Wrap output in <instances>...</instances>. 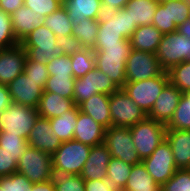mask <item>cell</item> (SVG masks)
<instances>
[{"instance_id":"cell-49","label":"cell","mask_w":190,"mask_h":191,"mask_svg":"<svg viewBox=\"0 0 190 191\" xmlns=\"http://www.w3.org/2000/svg\"><path fill=\"white\" fill-rule=\"evenodd\" d=\"M17 161L13 155L8 154L0 148V177L9 176L17 172Z\"/></svg>"},{"instance_id":"cell-53","label":"cell","mask_w":190,"mask_h":191,"mask_svg":"<svg viewBox=\"0 0 190 191\" xmlns=\"http://www.w3.org/2000/svg\"><path fill=\"white\" fill-rule=\"evenodd\" d=\"M30 191H56V188L49 182L33 184Z\"/></svg>"},{"instance_id":"cell-9","label":"cell","mask_w":190,"mask_h":191,"mask_svg":"<svg viewBox=\"0 0 190 191\" xmlns=\"http://www.w3.org/2000/svg\"><path fill=\"white\" fill-rule=\"evenodd\" d=\"M104 144L112 158L120 159L132 166L142 163L133 143L129 127L111 126L106 129Z\"/></svg>"},{"instance_id":"cell-26","label":"cell","mask_w":190,"mask_h":191,"mask_svg":"<svg viewBox=\"0 0 190 191\" xmlns=\"http://www.w3.org/2000/svg\"><path fill=\"white\" fill-rule=\"evenodd\" d=\"M162 35L156 27L149 24L137 27L129 40L132 49L155 54Z\"/></svg>"},{"instance_id":"cell-52","label":"cell","mask_w":190,"mask_h":191,"mask_svg":"<svg viewBox=\"0 0 190 191\" xmlns=\"http://www.w3.org/2000/svg\"><path fill=\"white\" fill-rule=\"evenodd\" d=\"M12 103L7 85L0 84V113Z\"/></svg>"},{"instance_id":"cell-6","label":"cell","mask_w":190,"mask_h":191,"mask_svg":"<svg viewBox=\"0 0 190 191\" xmlns=\"http://www.w3.org/2000/svg\"><path fill=\"white\" fill-rule=\"evenodd\" d=\"M169 82L167 71L154 78L136 82H126L122 89L130 98L148 115L153 108L156 99L159 97L162 89Z\"/></svg>"},{"instance_id":"cell-22","label":"cell","mask_w":190,"mask_h":191,"mask_svg":"<svg viewBox=\"0 0 190 191\" xmlns=\"http://www.w3.org/2000/svg\"><path fill=\"white\" fill-rule=\"evenodd\" d=\"M63 7L69 14L73 25L80 23L86 18L99 20L102 17L101 0H64Z\"/></svg>"},{"instance_id":"cell-8","label":"cell","mask_w":190,"mask_h":191,"mask_svg":"<svg viewBox=\"0 0 190 191\" xmlns=\"http://www.w3.org/2000/svg\"><path fill=\"white\" fill-rule=\"evenodd\" d=\"M52 155L27 146L17 163V172L25 175L33 184L48 182L52 168Z\"/></svg>"},{"instance_id":"cell-23","label":"cell","mask_w":190,"mask_h":191,"mask_svg":"<svg viewBox=\"0 0 190 191\" xmlns=\"http://www.w3.org/2000/svg\"><path fill=\"white\" fill-rule=\"evenodd\" d=\"M110 95L98 93L79 105V110L92 117L106 129L111 127Z\"/></svg>"},{"instance_id":"cell-46","label":"cell","mask_w":190,"mask_h":191,"mask_svg":"<svg viewBox=\"0 0 190 191\" xmlns=\"http://www.w3.org/2000/svg\"><path fill=\"white\" fill-rule=\"evenodd\" d=\"M56 45L60 54L68 56L84 48L74 35L57 37Z\"/></svg>"},{"instance_id":"cell-4","label":"cell","mask_w":190,"mask_h":191,"mask_svg":"<svg viewBox=\"0 0 190 191\" xmlns=\"http://www.w3.org/2000/svg\"><path fill=\"white\" fill-rule=\"evenodd\" d=\"M56 40L57 36L42 24L24 37L19 44L26 50L29 60L46 64L60 54Z\"/></svg>"},{"instance_id":"cell-41","label":"cell","mask_w":190,"mask_h":191,"mask_svg":"<svg viewBox=\"0 0 190 191\" xmlns=\"http://www.w3.org/2000/svg\"><path fill=\"white\" fill-rule=\"evenodd\" d=\"M49 76H74L70 56L59 54L46 63Z\"/></svg>"},{"instance_id":"cell-16","label":"cell","mask_w":190,"mask_h":191,"mask_svg":"<svg viewBox=\"0 0 190 191\" xmlns=\"http://www.w3.org/2000/svg\"><path fill=\"white\" fill-rule=\"evenodd\" d=\"M26 50L20 45L0 49V84L8 85L24 72Z\"/></svg>"},{"instance_id":"cell-55","label":"cell","mask_w":190,"mask_h":191,"mask_svg":"<svg viewBox=\"0 0 190 191\" xmlns=\"http://www.w3.org/2000/svg\"><path fill=\"white\" fill-rule=\"evenodd\" d=\"M158 3H162L164 1H169V0H156Z\"/></svg>"},{"instance_id":"cell-15","label":"cell","mask_w":190,"mask_h":191,"mask_svg":"<svg viewBox=\"0 0 190 191\" xmlns=\"http://www.w3.org/2000/svg\"><path fill=\"white\" fill-rule=\"evenodd\" d=\"M8 92L11 101L23 106L37 108L39 100L43 94V89L39 86V82L28 78L24 73H21L8 85Z\"/></svg>"},{"instance_id":"cell-33","label":"cell","mask_w":190,"mask_h":191,"mask_svg":"<svg viewBox=\"0 0 190 191\" xmlns=\"http://www.w3.org/2000/svg\"><path fill=\"white\" fill-rule=\"evenodd\" d=\"M99 22L86 18L78 24L73 25L74 35L84 48L93 49L98 35Z\"/></svg>"},{"instance_id":"cell-27","label":"cell","mask_w":190,"mask_h":191,"mask_svg":"<svg viewBox=\"0 0 190 191\" xmlns=\"http://www.w3.org/2000/svg\"><path fill=\"white\" fill-rule=\"evenodd\" d=\"M158 2L156 0H130L124 7L136 27L152 24Z\"/></svg>"},{"instance_id":"cell-11","label":"cell","mask_w":190,"mask_h":191,"mask_svg":"<svg viewBox=\"0 0 190 191\" xmlns=\"http://www.w3.org/2000/svg\"><path fill=\"white\" fill-rule=\"evenodd\" d=\"M118 89L114 82L95 66L85 76L76 78L74 103L76 106H79L95 94L111 95Z\"/></svg>"},{"instance_id":"cell-36","label":"cell","mask_w":190,"mask_h":191,"mask_svg":"<svg viewBox=\"0 0 190 191\" xmlns=\"http://www.w3.org/2000/svg\"><path fill=\"white\" fill-rule=\"evenodd\" d=\"M74 76H49L43 92L56 93L74 100Z\"/></svg>"},{"instance_id":"cell-37","label":"cell","mask_w":190,"mask_h":191,"mask_svg":"<svg viewBox=\"0 0 190 191\" xmlns=\"http://www.w3.org/2000/svg\"><path fill=\"white\" fill-rule=\"evenodd\" d=\"M169 82L182 93L190 91V61H184L171 67L168 71Z\"/></svg>"},{"instance_id":"cell-45","label":"cell","mask_w":190,"mask_h":191,"mask_svg":"<svg viewBox=\"0 0 190 191\" xmlns=\"http://www.w3.org/2000/svg\"><path fill=\"white\" fill-rule=\"evenodd\" d=\"M24 5L41 17L52 14L63 6L62 0H24Z\"/></svg>"},{"instance_id":"cell-24","label":"cell","mask_w":190,"mask_h":191,"mask_svg":"<svg viewBox=\"0 0 190 191\" xmlns=\"http://www.w3.org/2000/svg\"><path fill=\"white\" fill-rule=\"evenodd\" d=\"M11 16L12 28L16 40L20 43L24 37L43 24V17L32 12L29 7L21 6Z\"/></svg>"},{"instance_id":"cell-28","label":"cell","mask_w":190,"mask_h":191,"mask_svg":"<svg viewBox=\"0 0 190 191\" xmlns=\"http://www.w3.org/2000/svg\"><path fill=\"white\" fill-rule=\"evenodd\" d=\"M123 191H161V186L154 181L143 163H140L132 166Z\"/></svg>"},{"instance_id":"cell-44","label":"cell","mask_w":190,"mask_h":191,"mask_svg":"<svg viewBox=\"0 0 190 191\" xmlns=\"http://www.w3.org/2000/svg\"><path fill=\"white\" fill-rule=\"evenodd\" d=\"M33 183L18 172L9 176L0 177V186L5 187V191H30Z\"/></svg>"},{"instance_id":"cell-47","label":"cell","mask_w":190,"mask_h":191,"mask_svg":"<svg viewBox=\"0 0 190 191\" xmlns=\"http://www.w3.org/2000/svg\"><path fill=\"white\" fill-rule=\"evenodd\" d=\"M85 191H123V188L120 184L109 181V178L106 176L102 180H84Z\"/></svg>"},{"instance_id":"cell-40","label":"cell","mask_w":190,"mask_h":191,"mask_svg":"<svg viewBox=\"0 0 190 191\" xmlns=\"http://www.w3.org/2000/svg\"><path fill=\"white\" fill-rule=\"evenodd\" d=\"M19 42L16 40L11 16L0 10V49L16 46Z\"/></svg>"},{"instance_id":"cell-30","label":"cell","mask_w":190,"mask_h":191,"mask_svg":"<svg viewBox=\"0 0 190 191\" xmlns=\"http://www.w3.org/2000/svg\"><path fill=\"white\" fill-rule=\"evenodd\" d=\"M48 182L56 191H85L84 179L80 175H73L52 165Z\"/></svg>"},{"instance_id":"cell-57","label":"cell","mask_w":190,"mask_h":191,"mask_svg":"<svg viewBox=\"0 0 190 191\" xmlns=\"http://www.w3.org/2000/svg\"><path fill=\"white\" fill-rule=\"evenodd\" d=\"M0 191H5V187L0 186Z\"/></svg>"},{"instance_id":"cell-10","label":"cell","mask_w":190,"mask_h":191,"mask_svg":"<svg viewBox=\"0 0 190 191\" xmlns=\"http://www.w3.org/2000/svg\"><path fill=\"white\" fill-rule=\"evenodd\" d=\"M155 54L161 66L168 71L175 65L190 61V39L176 31L164 34Z\"/></svg>"},{"instance_id":"cell-5","label":"cell","mask_w":190,"mask_h":191,"mask_svg":"<svg viewBox=\"0 0 190 191\" xmlns=\"http://www.w3.org/2000/svg\"><path fill=\"white\" fill-rule=\"evenodd\" d=\"M129 129L141 160L149 157L165 140L166 125L148 117Z\"/></svg>"},{"instance_id":"cell-43","label":"cell","mask_w":190,"mask_h":191,"mask_svg":"<svg viewBox=\"0 0 190 191\" xmlns=\"http://www.w3.org/2000/svg\"><path fill=\"white\" fill-rule=\"evenodd\" d=\"M28 78L39 82V86L44 90L49 77L46 64H41L38 61L29 60L26 58L23 72Z\"/></svg>"},{"instance_id":"cell-13","label":"cell","mask_w":190,"mask_h":191,"mask_svg":"<svg viewBox=\"0 0 190 191\" xmlns=\"http://www.w3.org/2000/svg\"><path fill=\"white\" fill-rule=\"evenodd\" d=\"M166 70L156 54L132 49L126 60V82H136L161 76Z\"/></svg>"},{"instance_id":"cell-31","label":"cell","mask_w":190,"mask_h":191,"mask_svg":"<svg viewBox=\"0 0 190 191\" xmlns=\"http://www.w3.org/2000/svg\"><path fill=\"white\" fill-rule=\"evenodd\" d=\"M43 24L57 37L72 35L73 23L63 6L44 17Z\"/></svg>"},{"instance_id":"cell-18","label":"cell","mask_w":190,"mask_h":191,"mask_svg":"<svg viewBox=\"0 0 190 191\" xmlns=\"http://www.w3.org/2000/svg\"><path fill=\"white\" fill-rule=\"evenodd\" d=\"M27 142L28 146H32L51 155L62 144L61 140L52 130L49 119L40 116L31 129Z\"/></svg>"},{"instance_id":"cell-54","label":"cell","mask_w":190,"mask_h":191,"mask_svg":"<svg viewBox=\"0 0 190 191\" xmlns=\"http://www.w3.org/2000/svg\"><path fill=\"white\" fill-rule=\"evenodd\" d=\"M176 32L190 39V19L186 20L185 22L177 26Z\"/></svg>"},{"instance_id":"cell-1","label":"cell","mask_w":190,"mask_h":191,"mask_svg":"<svg viewBox=\"0 0 190 191\" xmlns=\"http://www.w3.org/2000/svg\"><path fill=\"white\" fill-rule=\"evenodd\" d=\"M95 66L107 75L118 88L126 83V60L131 44L95 45Z\"/></svg>"},{"instance_id":"cell-21","label":"cell","mask_w":190,"mask_h":191,"mask_svg":"<svg viewBox=\"0 0 190 191\" xmlns=\"http://www.w3.org/2000/svg\"><path fill=\"white\" fill-rule=\"evenodd\" d=\"M177 169H190V131L166 130Z\"/></svg>"},{"instance_id":"cell-14","label":"cell","mask_w":190,"mask_h":191,"mask_svg":"<svg viewBox=\"0 0 190 191\" xmlns=\"http://www.w3.org/2000/svg\"><path fill=\"white\" fill-rule=\"evenodd\" d=\"M142 163L154 181L161 187L177 170L171 146L166 139L149 157L143 159Z\"/></svg>"},{"instance_id":"cell-2","label":"cell","mask_w":190,"mask_h":191,"mask_svg":"<svg viewBox=\"0 0 190 191\" xmlns=\"http://www.w3.org/2000/svg\"><path fill=\"white\" fill-rule=\"evenodd\" d=\"M95 45L131 44L130 38L137 28L125 8L102 16L99 20Z\"/></svg>"},{"instance_id":"cell-34","label":"cell","mask_w":190,"mask_h":191,"mask_svg":"<svg viewBox=\"0 0 190 191\" xmlns=\"http://www.w3.org/2000/svg\"><path fill=\"white\" fill-rule=\"evenodd\" d=\"M164 8H168L169 33L175 32L177 26L190 17V6L183 0H169L162 2Z\"/></svg>"},{"instance_id":"cell-12","label":"cell","mask_w":190,"mask_h":191,"mask_svg":"<svg viewBox=\"0 0 190 191\" xmlns=\"http://www.w3.org/2000/svg\"><path fill=\"white\" fill-rule=\"evenodd\" d=\"M90 149L91 146L76 140L62 142L52 155V164L54 167L63 169L73 175H80L89 157Z\"/></svg>"},{"instance_id":"cell-42","label":"cell","mask_w":190,"mask_h":191,"mask_svg":"<svg viewBox=\"0 0 190 191\" xmlns=\"http://www.w3.org/2000/svg\"><path fill=\"white\" fill-rule=\"evenodd\" d=\"M161 191H190V169H177Z\"/></svg>"},{"instance_id":"cell-3","label":"cell","mask_w":190,"mask_h":191,"mask_svg":"<svg viewBox=\"0 0 190 191\" xmlns=\"http://www.w3.org/2000/svg\"><path fill=\"white\" fill-rule=\"evenodd\" d=\"M38 117L35 108L12 102L0 113V133L27 139Z\"/></svg>"},{"instance_id":"cell-35","label":"cell","mask_w":190,"mask_h":191,"mask_svg":"<svg viewBox=\"0 0 190 191\" xmlns=\"http://www.w3.org/2000/svg\"><path fill=\"white\" fill-rule=\"evenodd\" d=\"M74 78L85 76L95 67V55L91 48H82L70 56Z\"/></svg>"},{"instance_id":"cell-25","label":"cell","mask_w":190,"mask_h":191,"mask_svg":"<svg viewBox=\"0 0 190 191\" xmlns=\"http://www.w3.org/2000/svg\"><path fill=\"white\" fill-rule=\"evenodd\" d=\"M75 106L74 100L62 97L56 93L43 92L36 108L40 117L56 118L71 110Z\"/></svg>"},{"instance_id":"cell-19","label":"cell","mask_w":190,"mask_h":191,"mask_svg":"<svg viewBox=\"0 0 190 191\" xmlns=\"http://www.w3.org/2000/svg\"><path fill=\"white\" fill-rule=\"evenodd\" d=\"M111 158V153L104 143L92 146L80 176L84 180H102L107 176V167Z\"/></svg>"},{"instance_id":"cell-29","label":"cell","mask_w":190,"mask_h":191,"mask_svg":"<svg viewBox=\"0 0 190 191\" xmlns=\"http://www.w3.org/2000/svg\"><path fill=\"white\" fill-rule=\"evenodd\" d=\"M78 113L79 106L75 105L71 110L66 111L59 117L49 119L52 130L61 142L73 140Z\"/></svg>"},{"instance_id":"cell-48","label":"cell","mask_w":190,"mask_h":191,"mask_svg":"<svg viewBox=\"0 0 190 191\" xmlns=\"http://www.w3.org/2000/svg\"><path fill=\"white\" fill-rule=\"evenodd\" d=\"M152 25L156 27L163 35L169 33L168 8H164L162 3H158Z\"/></svg>"},{"instance_id":"cell-51","label":"cell","mask_w":190,"mask_h":191,"mask_svg":"<svg viewBox=\"0 0 190 191\" xmlns=\"http://www.w3.org/2000/svg\"><path fill=\"white\" fill-rule=\"evenodd\" d=\"M23 5L24 0H0V10H3L8 15H12Z\"/></svg>"},{"instance_id":"cell-32","label":"cell","mask_w":190,"mask_h":191,"mask_svg":"<svg viewBox=\"0 0 190 191\" xmlns=\"http://www.w3.org/2000/svg\"><path fill=\"white\" fill-rule=\"evenodd\" d=\"M166 130L190 131V91L183 93Z\"/></svg>"},{"instance_id":"cell-38","label":"cell","mask_w":190,"mask_h":191,"mask_svg":"<svg viewBox=\"0 0 190 191\" xmlns=\"http://www.w3.org/2000/svg\"><path fill=\"white\" fill-rule=\"evenodd\" d=\"M28 146L27 139L7 133H0V148L18 162L22 157L26 147Z\"/></svg>"},{"instance_id":"cell-7","label":"cell","mask_w":190,"mask_h":191,"mask_svg":"<svg viewBox=\"0 0 190 191\" xmlns=\"http://www.w3.org/2000/svg\"><path fill=\"white\" fill-rule=\"evenodd\" d=\"M109 108L111 126L115 127H131L147 117L122 88L110 95Z\"/></svg>"},{"instance_id":"cell-39","label":"cell","mask_w":190,"mask_h":191,"mask_svg":"<svg viewBox=\"0 0 190 191\" xmlns=\"http://www.w3.org/2000/svg\"><path fill=\"white\" fill-rule=\"evenodd\" d=\"M132 165L117 158H111L107 167L109 181H114L124 189L130 176Z\"/></svg>"},{"instance_id":"cell-56","label":"cell","mask_w":190,"mask_h":191,"mask_svg":"<svg viewBox=\"0 0 190 191\" xmlns=\"http://www.w3.org/2000/svg\"><path fill=\"white\" fill-rule=\"evenodd\" d=\"M183 1L190 6V0H183Z\"/></svg>"},{"instance_id":"cell-17","label":"cell","mask_w":190,"mask_h":191,"mask_svg":"<svg viewBox=\"0 0 190 191\" xmlns=\"http://www.w3.org/2000/svg\"><path fill=\"white\" fill-rule=\"evenodd\" d=\"M182 95L183 93L179 88L168 82L147 117L167 125L173 117Z\"/></svg>"},{"instance_id":"cell-50","label":"cell","mask_w":190,"mask_h":191,"mask_svg":"<svg viewBox=\"0 0 190 191\" xmlns=\"http://www.w3.org/2000/svg\"><path fill=\"white\" fill-rule=\"evenodd\" d=\"M130 0H101L102 8L101 14L102 16L112 14L113 12L124 8Z\"/></svg>"},{"instance_id":"cell-20","label":"cell","mask_w":190,"mask_h":191,"mask_svg":"<svg viewBox=\"0 0 190 191\" xmlns=\"http://www.w3.org/2000/svg\"><path fill=\"white\" fill-rule=\"evenodd\" d=\"M73 140L89 146L104 143L106 128L79 110Z\"/></svg>"}]
</instances>
